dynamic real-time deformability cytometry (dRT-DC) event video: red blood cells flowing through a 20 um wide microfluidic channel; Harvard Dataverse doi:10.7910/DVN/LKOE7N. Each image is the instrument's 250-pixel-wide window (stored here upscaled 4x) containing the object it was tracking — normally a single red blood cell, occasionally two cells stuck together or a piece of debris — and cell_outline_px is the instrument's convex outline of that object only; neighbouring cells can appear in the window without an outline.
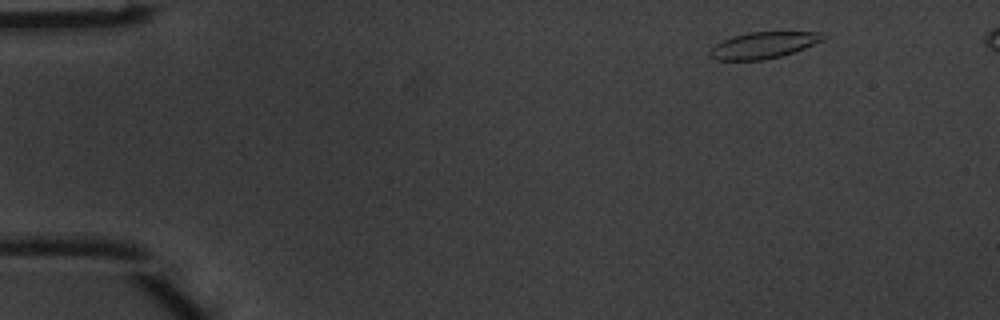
{"species": "common noctule bat (a hibernating species)", "species_latin": "Nyctalus noctula", "temperature_condition": "warm", "stored_images_in_passage": 5, "camera_frame_rate_fps": 3000, "um_per_image_px": 0.085, "animal": {"sex": "male", "body_mass_g": 20.1, "forearm_length_mm": 53.5}, "frame": {"image": 1, "passage_image": 1, "time_ms": 0.0, "image_size_px": [1000, 320], "cell_outline_px": [[828, 36], [824, 40], [804, 48], [780, 56], [764, 60], [716, 60], [708, 52], [716, 44], [732, 36], [748, 32], [820, 32]], "centroid_in_image_um": [64.91, 3.83], "position_along_channel_um": 20.1, "area_um2": 17.28}}
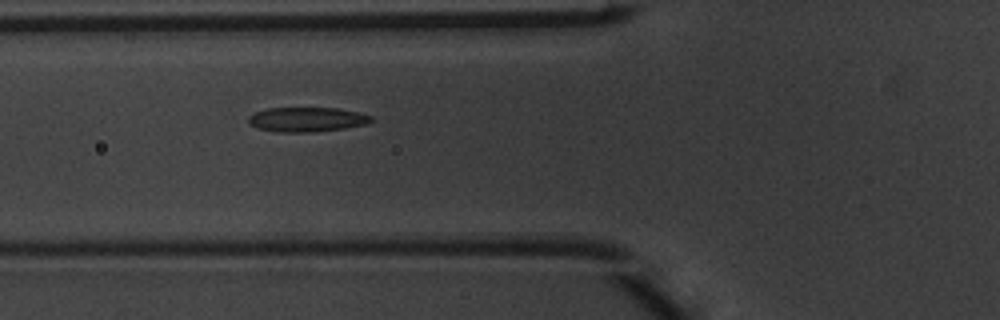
{"frame": {"image": 2, "passage_image": 5, "time_ms": 1.333, "image_size_px": [1000, 320], "cell_outline_px": [[372, 120], [364, 124], [344, 128], [316, 132], [276, 132], [256, 128], [248, 124], [248, 116], [256, 112], [268, 108], [336, 108], [360, 112], [372, 116]], "centroid_in_image_um": [26.04, 10.16], "position_along_channel_um": 99.8, "area_um2": 17.63}}